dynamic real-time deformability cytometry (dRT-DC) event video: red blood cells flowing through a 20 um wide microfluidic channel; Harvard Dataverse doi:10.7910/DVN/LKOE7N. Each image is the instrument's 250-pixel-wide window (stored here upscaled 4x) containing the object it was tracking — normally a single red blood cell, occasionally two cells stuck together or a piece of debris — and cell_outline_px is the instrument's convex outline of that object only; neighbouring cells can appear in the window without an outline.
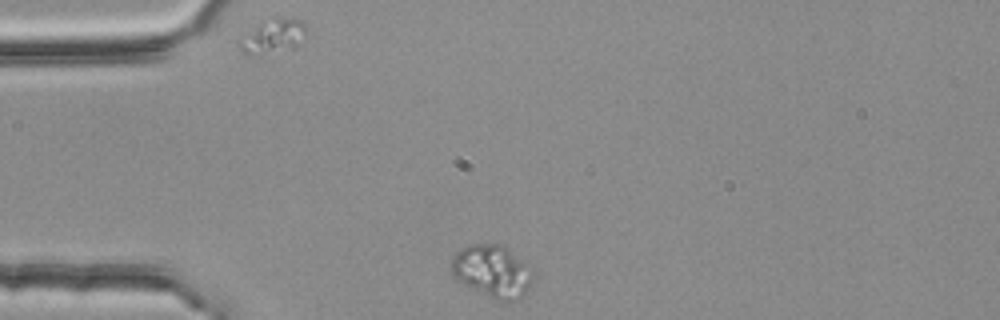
{"species": "common noctule bat (a hibernating species)", "species_latin": "Nyctalus noctula", "temperature_condition": "room temperature", "stored_images_in_passage": 36, "camera_frame_rate_fps": 3000, "um_per_image_px": 0.085, "animal": {"sex": "female", "body_mass_g": 25.1}, "frame": {"image": 1, "passage_image": 1, "time_ms": 0.0, "image_size_px": [1000, 320], "cell_outline_px": [[536, 268], [528, 288], [516, 300], [496, 300], [456, 280], [452, 276], [452, 256], [460, 248], [468, 244], [500, 244], [508, 248]], "centroid_in_image_um": [41.87, 23.01], "position_along_channel_um": 43.1, "area_um2": 25.14}}
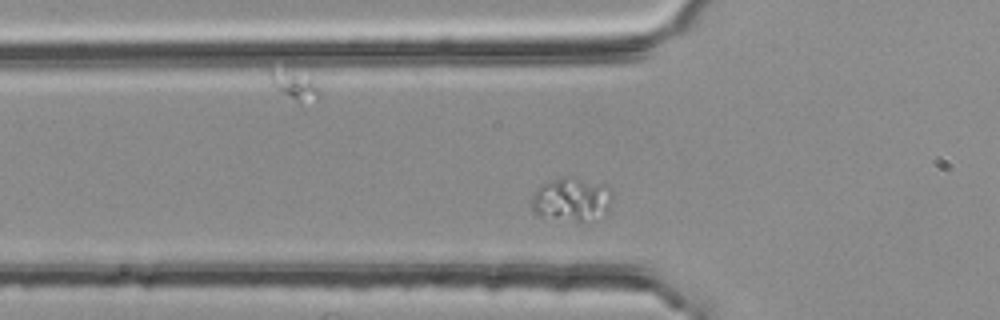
{"frame": {"image": 2, "passage_image": 6, "time_ms": 1.667, "image_size_px": [1000, 320], "cell_outline_px": [[612, 200], [608, 212], [580, 220], [576, 220], [540, 216], [532, 212], [528, 204], [528, 200], [532, 192], [540, 184], [564, 176], [572, 176], [604, 184], [612, 188]], "centroid_in_image_um": [48.51, 16.89], "position_along_channel_um": 77.3, "area_um2": 20.81}}